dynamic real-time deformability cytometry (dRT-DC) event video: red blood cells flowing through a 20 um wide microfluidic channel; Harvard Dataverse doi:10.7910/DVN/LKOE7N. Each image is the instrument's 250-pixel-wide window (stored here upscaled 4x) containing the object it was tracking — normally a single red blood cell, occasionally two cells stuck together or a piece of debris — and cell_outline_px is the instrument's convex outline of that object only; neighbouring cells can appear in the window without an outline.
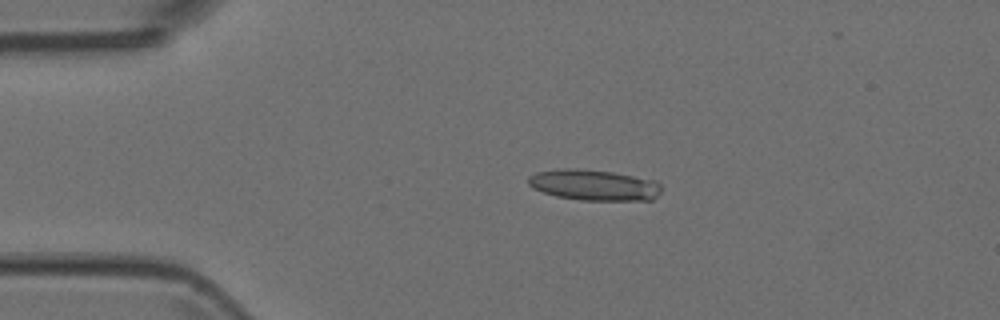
{"species": "Egyptian fruit bat (a non-hibernating species)", "species_latin": "Rousettus aegyptiacus", "temperature_condition": "room temperature", "stored_images_in_passage": 4, "camera_frame_rate_fps": 3000, "um_per_image_px": 0.085, "animal": {"sex": "female"}, "frame": {"image": 1, "passage_image": 3, "time_ms": 0.667, "image_size_px": [1000, 320], "cell_outline_px": [[660, 192], [652, 200], [580, 200], [556, 196], [532, 188], [528, 184], [528, 176], [536, 172], [564, 168], [568, 168], [612, 172], [656, 180], [660, 184]], "centroid_in_image_um": [50.48, 15.73], "position_along_channel_um": 34.5, "area_um2": 23.81}}